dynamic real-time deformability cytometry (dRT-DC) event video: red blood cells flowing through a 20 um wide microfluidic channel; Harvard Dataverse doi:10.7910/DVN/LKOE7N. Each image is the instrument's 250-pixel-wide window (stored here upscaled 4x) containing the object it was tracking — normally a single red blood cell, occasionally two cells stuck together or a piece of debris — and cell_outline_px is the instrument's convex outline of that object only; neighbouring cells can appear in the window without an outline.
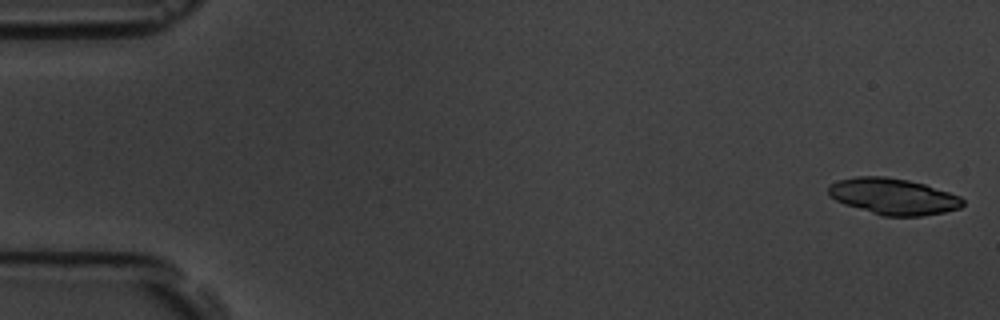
{"species": "common noctule bat (a hibernating species)", "species_latin": "Nyctalus noctula", "temperature_condition": "room temperature", "stored_images_in_passage": 5, "camera_frame_rate_fps": 3000, "um_per_image_px": 0.085, "animal": {"sex": "male", "body_mass_g": 19.5, "forearm_length_mm": 54.6}, "frame": {"image": 1, "passage_image": 1, "time_ms": 0.0, "image_size_px": [1000, 320], "cell_outline_px": [[964, 204], [960, 208], [944, 212], [920, 216], [884, 216], [844, 204], [836, 200], [828, 192], [828, 188], [832, 184], [840, 180], [856, 176], [884, 176], [908, 180], [924, 184], [960, 196], [964, 200]], "centroid_in_image_um": [75.95, 16.7], "position_along_channel_um": 9.0, "area_um2": 28.09}}